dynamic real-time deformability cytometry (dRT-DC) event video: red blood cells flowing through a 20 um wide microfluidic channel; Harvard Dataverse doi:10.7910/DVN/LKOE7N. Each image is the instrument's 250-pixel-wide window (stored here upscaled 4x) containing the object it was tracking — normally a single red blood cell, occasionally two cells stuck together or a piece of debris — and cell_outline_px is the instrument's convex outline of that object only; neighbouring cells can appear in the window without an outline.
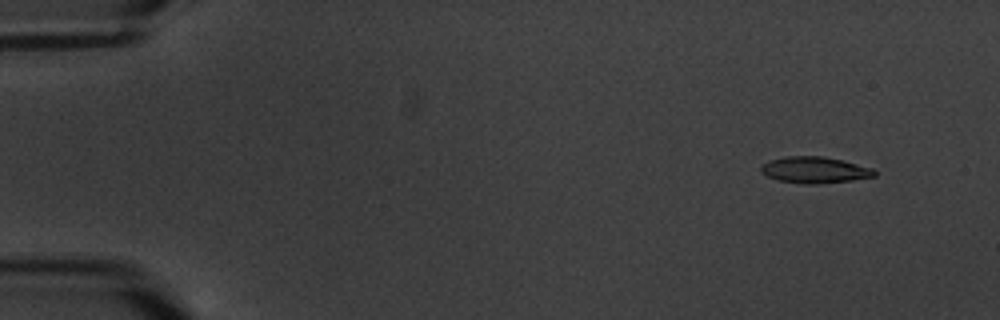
{"species": "common noctule bat (a hibernating species)", "species_latin": "Nyctalus noctula", "temperature_condition": "warm", "stored_images_in_passage": 4, "camera_frame_rate_fps": 3000, "um_per_image_px": 0.085, "animal": {"sex": "male", "body_mass_g": 20.1, "forearm_length_mm": 53.5}, "frame": {"image": 1, "passage_image": 2, "time_ms": 1.333, "image_size_px": [1000, 320], "cell_outline_px": [[876, 176], [852, 180], [816, 184], [804, 184], [776, 180], [764, 176], [760, 172], [760, 164], [784, 156], [824, 156], [844, 160], [872, 168], [876, 172]], "centroid_in_image_um": [69.2, 14.44], "position_along_channel_um": 15.8, "area_um2": 17.69}}